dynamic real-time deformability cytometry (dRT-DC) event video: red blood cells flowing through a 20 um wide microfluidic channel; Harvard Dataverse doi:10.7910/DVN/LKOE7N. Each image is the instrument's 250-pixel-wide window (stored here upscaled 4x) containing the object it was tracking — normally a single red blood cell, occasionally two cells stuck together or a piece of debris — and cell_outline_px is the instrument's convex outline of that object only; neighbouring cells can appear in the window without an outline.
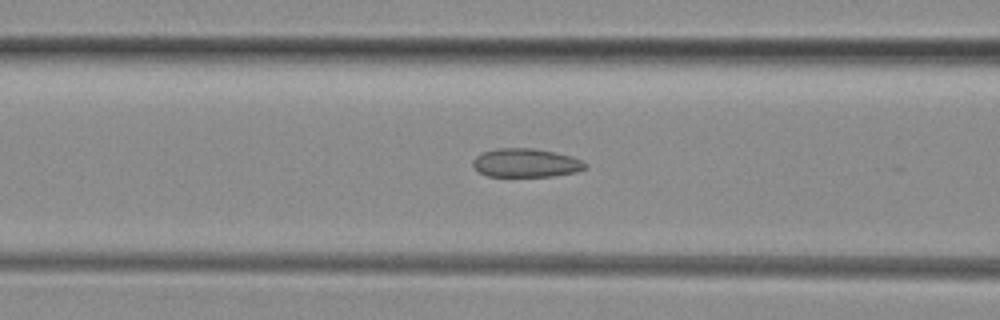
{"species": "common noctule bat (a hibernating species)", "species_latin": "Nyctalus noctula", "temperature_condition": "room temperature", "stored_images_in_passage": 23, "camera_frame_rate_fps": 3000, "um_per_image_px": 0.085, "animal": {"sex": "female", "body_mass_g": 29.2, "forearm_length_mm": 56.3}, "frame": {"image": 1, "passage_image": 19, "time_ms": 6.0, "image_size_px": [1000, 320], "cell_outline_px": [[588, 168], [576, 172], [552, 176], [488, 176], [480, 172], [472, 164], [472, 160], [480, 152], [496, 148], [532, 148], [572, 156], [588, 164]], "centroid_in_image_um": [44.7, 13.84], "position_along_channel_um": 121.9, "area_um2": 18.79}}
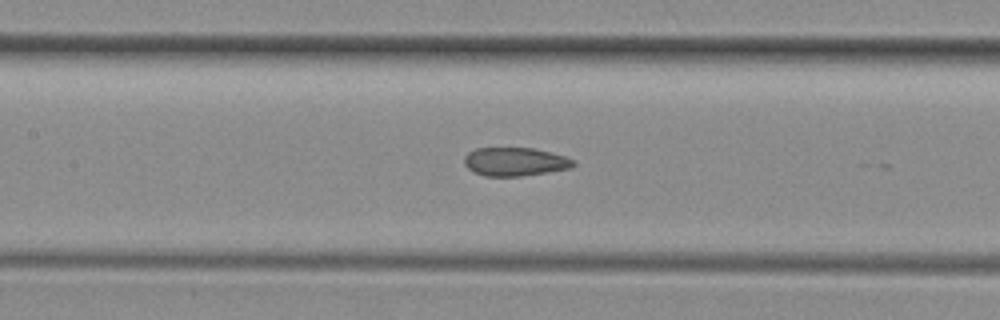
{"frame": {"image": 2, "passage_image": 22, "time_ms": 7.0, "image_size_px": [1000, 320], "cell_outline_px": [[576, 164], [572, 168], [520, 176], [484, 176], [468, 168], [464, 164], [464, 156], [468, 152], [476, 148], [532, 148], [564, 156], [576, 160]], "centroid_in_image_um": [43.78, 13.74], "position_along_channel_um": 163.6, "area_um2": 18.03}}